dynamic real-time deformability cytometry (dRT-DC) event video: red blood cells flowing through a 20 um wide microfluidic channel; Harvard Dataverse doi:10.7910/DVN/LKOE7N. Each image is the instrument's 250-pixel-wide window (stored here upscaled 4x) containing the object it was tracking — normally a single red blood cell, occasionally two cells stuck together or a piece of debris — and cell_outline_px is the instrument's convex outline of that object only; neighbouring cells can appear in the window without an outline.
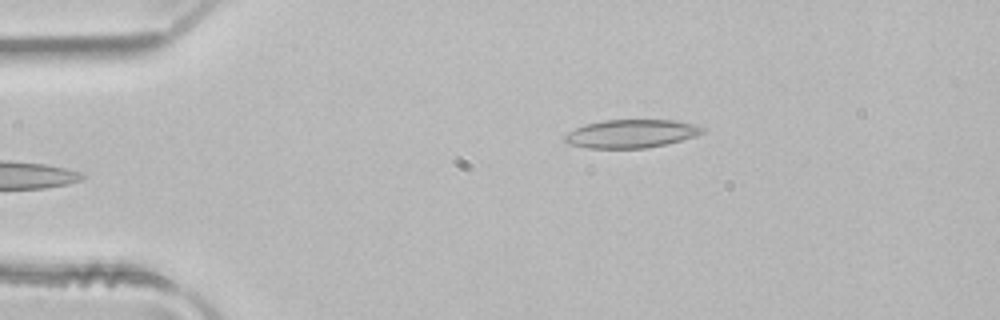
{"species": "common noctule bat (a hibernating species)", "species_latin": "Nyctalus noctula", "temperature_condition": "room temperature", "stored_images_in_passage": 3, "camera_frame_rate_fps": 3000, "um_per_image_px": 0.085, "animal": {"sex": "male", "body_mass_g": 21.5, "forearm_length_mm": 52.0}, "frame": {"image": 1, "passage_image": 3, "time_ms": 0.667, "image_size_px": [1000, 320], "cell_outline_px": [[708, 128], [704, 132], [696, 136], [664, 144], [644, 148], [588, 148], [568, 144], [564, 140], [564, 136], [568, 132], [576, 128], [588, 124], [604, 120], [672, 120], [696, 124]], "centroid_in_image_um": [53.68, 11.36], "position_along_channel_um": 31.3, "area_um2": 22.6}}